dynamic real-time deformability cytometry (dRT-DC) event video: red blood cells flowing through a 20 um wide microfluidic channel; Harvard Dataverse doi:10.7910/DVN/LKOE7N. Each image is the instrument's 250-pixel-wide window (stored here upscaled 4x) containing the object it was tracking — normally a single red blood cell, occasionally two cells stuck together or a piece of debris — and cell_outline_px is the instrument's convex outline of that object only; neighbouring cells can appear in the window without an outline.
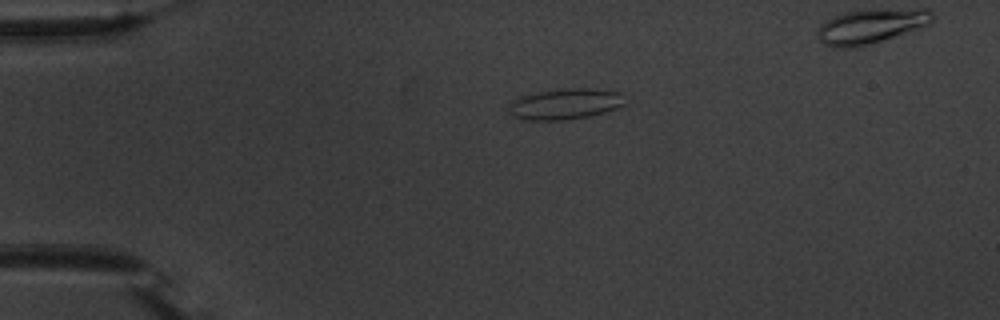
{"species": "common noctule bat (a hibernating species)", "species_latin": "Nyctalus noctula", "temperature_condition": "warm", "stored_images_in_passage": 6, "camera_frame_rate_fps": 3000, "um_per_image_px": 0.085, "animal": {"sex": "male", "body_mass_g": 20.1, "forearm_length_mm": 53.5}, "frame": {"image": 1, "passage_image": 1, "time_ms": 0.0, "image_size_px": [1000, 320], "cell_outline_px": [[624, 104], [616, 108], [604, 112], [588, 116], [564, 120], [524, 120], [512, 116], [508, 108], [508, 104], [512, 100], [520, 96], [540, 92], [568, 88], [588, 88], [620, 92]], "centroid_in_image_um": [47.98, 8.84], "position_along_channel_um": 37.0, "area_um2": 20.69}}